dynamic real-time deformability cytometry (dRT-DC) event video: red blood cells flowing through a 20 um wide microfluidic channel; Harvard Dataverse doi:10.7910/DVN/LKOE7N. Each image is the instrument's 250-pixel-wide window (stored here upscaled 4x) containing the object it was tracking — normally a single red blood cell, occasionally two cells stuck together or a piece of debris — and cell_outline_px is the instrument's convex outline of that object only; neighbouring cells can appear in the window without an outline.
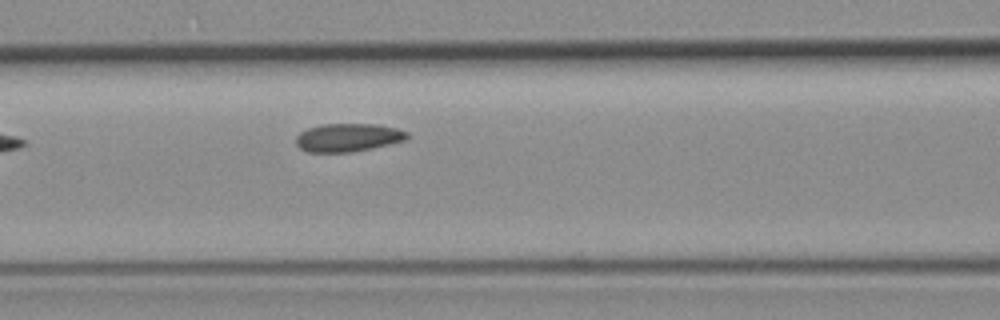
{"species": "common noctule bat (a hibernating species)", "species_latin": "Nyctalus noctula", "temperature_condition": "room temperature", "stored_images_in_passage": 5, "camera_frame_rate_fps": 3000, "um_per_image_px": 0.085, "animal": {"sex": "female", "body_mass_g": 19.3, "forearm_length_mm": 54.1}, "frame": {"image": 1, "passage_image": 4, "time_ms": 3.333, "image_size_px": [1000, 320], "cell_outline_px": [[408, 136], [404, 140], [372, 148], [352, 152], [308, 152], [300, 148], [296, 144], [296, 136], [300, 132], [308, 128], [320, 124], [376, 124], [396, 128], [408, 132]], "centroid_in_image_um": [29.55, 11.68], "position_along_channel_um": 137.1, "area_um2": 18.21}}